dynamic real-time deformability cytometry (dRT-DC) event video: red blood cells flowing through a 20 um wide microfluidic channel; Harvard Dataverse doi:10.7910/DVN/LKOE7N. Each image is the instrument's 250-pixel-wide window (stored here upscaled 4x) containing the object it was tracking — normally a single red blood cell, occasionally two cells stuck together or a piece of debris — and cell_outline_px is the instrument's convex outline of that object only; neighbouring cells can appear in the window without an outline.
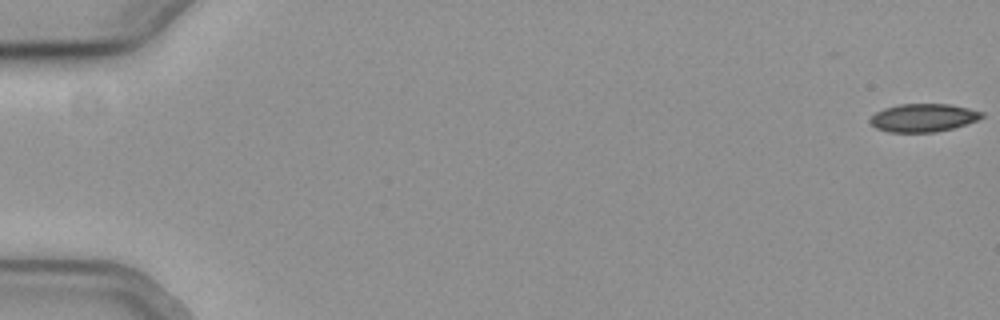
{"species": "common noctule bat (a hibernating species)", "species_latin": "Nyctalus noctula", "temperature_condition": "cold", "stored_images_in_passage": 19, "camera_frame_rate_fps": 3000, "um_per_image_px": 0.085, "animal": {"sex": "female", "body_mass_g": 19.3, "forearm_length_mm": 54.1}, "frame": {"image": 1, "passage_image": 1, "time_ms": 0.0, "image_size_px": [1000, 320], "cell_outline_px": [[984, 116], [976, 120], [952, 128], [936, 132], [888, 132], [876, 128], [868, 120], [876, 112], [884, 108], [900, 104], [948, 104], [968, 108], [984, 112]], "centroid_in_image_um": [78.46, 10.01], "position_along_channel_um": 6.5, "area_um2": 18.15}}
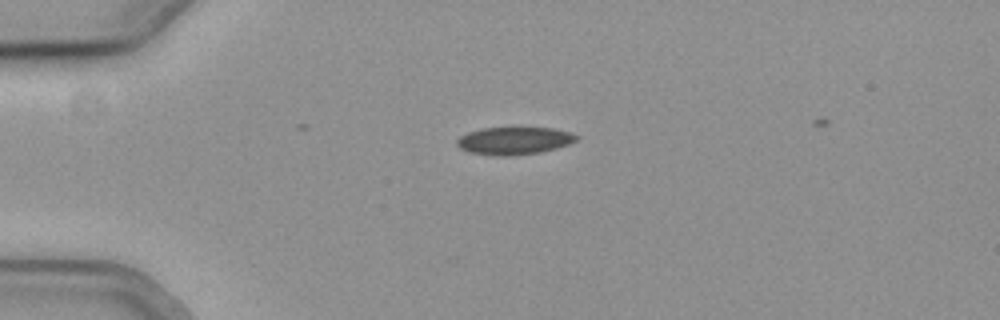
{"frame": {"image": 2, "passage_image": 15, "time_ms": 4.667, "image_size_px": [1000, 320], "cell_outline_px": [[580, 136], [576, 140], [568, 144], [556, 148], [540, 152], [508, 156], [492, 156], [468, 152], [460, 148], [456, 144], [456, 140], [460, 136], [468, 132], [484, 128], [556, 128], [572, 132]], "centroid_in_image_um": [43.7, 11.96], "position_along_channel_um": 41.3, "area_um2": 19.31}}